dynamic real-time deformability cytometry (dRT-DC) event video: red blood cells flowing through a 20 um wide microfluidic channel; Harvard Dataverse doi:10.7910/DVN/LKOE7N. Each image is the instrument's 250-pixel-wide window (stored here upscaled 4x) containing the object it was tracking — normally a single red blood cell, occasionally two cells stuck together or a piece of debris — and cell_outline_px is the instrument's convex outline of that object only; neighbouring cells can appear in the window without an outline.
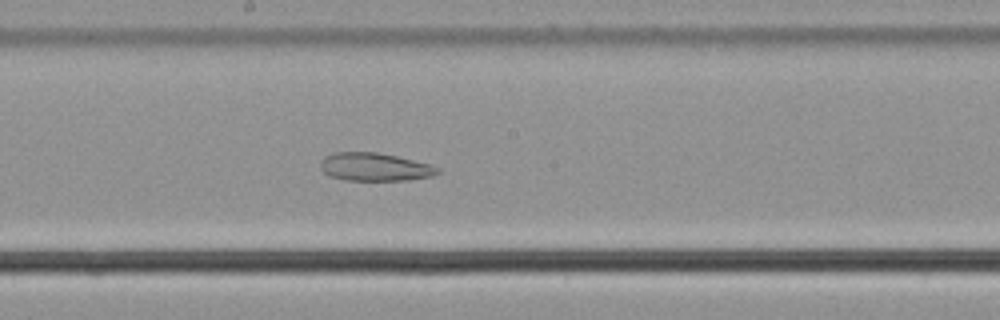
{"species": "common noctule bat (a hibernating species)", "species_latin": "Nyctalus noctula", "temperature_condition": "cold", "stored_images_in_passage": 45, "camera_frame_rate_fps": 3000, "um_per_image_px": 0.085, "animal": {"sex": "male", "body_mass_g": 21.5, "forearm_length_mm": 52.0}, "frame": {"image": 1, "passage_image": 19, "time_ms": 6.0, "image_size_px": [1000, 320], "cell_outline_px": [[440, 172], [432, 176], [408, 180], [344, 180], [332, 176], [324, 172], [320, 168], [320, 160], [324, 156], [336, 152], [376, 152], [396, 156], [432, 164], [440, 168]], "centroid_in_image_um": [31.87, 14.18], "position_along_channel_um": 216.3, "area_um2": 19.25}}
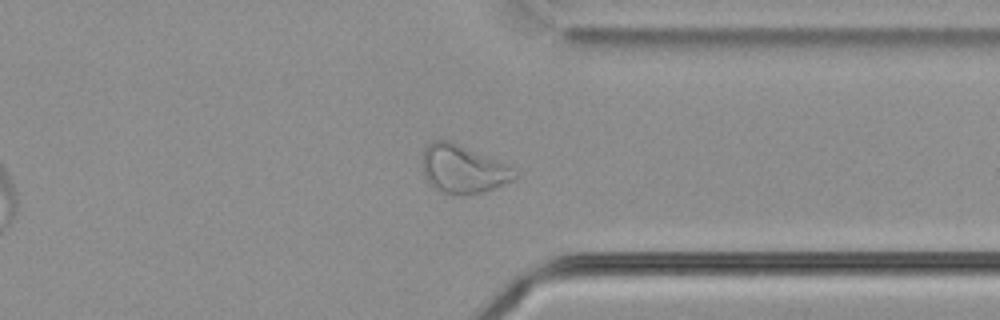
{"frame": {"image": 2, "passage_image": 32, "time_ms": 10.333, "image_size_px": [1000, 320], "cell_outline_px": [[516, 176], [512, 180], [496, 188], [484, 192], [468, 196], [452, 196], [440, 192], [428, 184], [424, 172], [424, 148], [432, 140], [448, 140], [508, 164], [512, 168]], "centroid_in_image_um": [39.35, 14.42], "position_along_channel_um": 372.1, "area_um2": 26.07}}
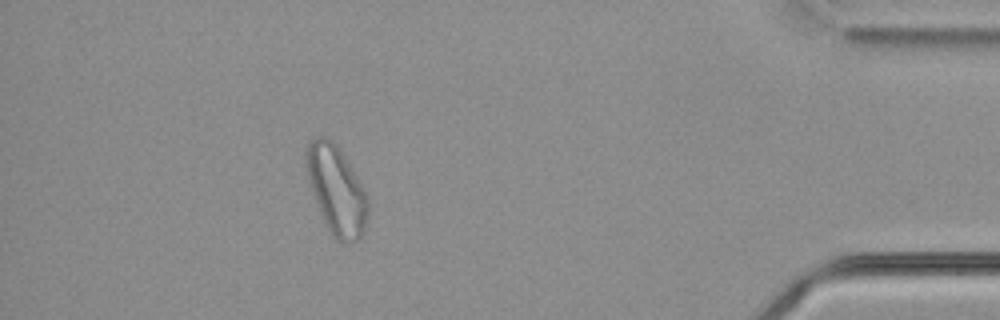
{"frame": {"image": 3, "passage_image": 39, "time_ms": 12.667, "image_size_px": [1000, 320], "cell_outline_px": [[368, 212], [364, 232], [356, 240], [348, 244], [344, 244], [336, 240], [332, 236], [320, 212], [308, 180], [304, 164], [304, 156], [308, 140], [316, 136], [324, 136], [332, 140], [336, 144], [344, 156], [368, 196]], "centroid_in_image_um": [28.57, 16.14], "position_along_channel_um": 406.6, "area_um2": 31.96}}